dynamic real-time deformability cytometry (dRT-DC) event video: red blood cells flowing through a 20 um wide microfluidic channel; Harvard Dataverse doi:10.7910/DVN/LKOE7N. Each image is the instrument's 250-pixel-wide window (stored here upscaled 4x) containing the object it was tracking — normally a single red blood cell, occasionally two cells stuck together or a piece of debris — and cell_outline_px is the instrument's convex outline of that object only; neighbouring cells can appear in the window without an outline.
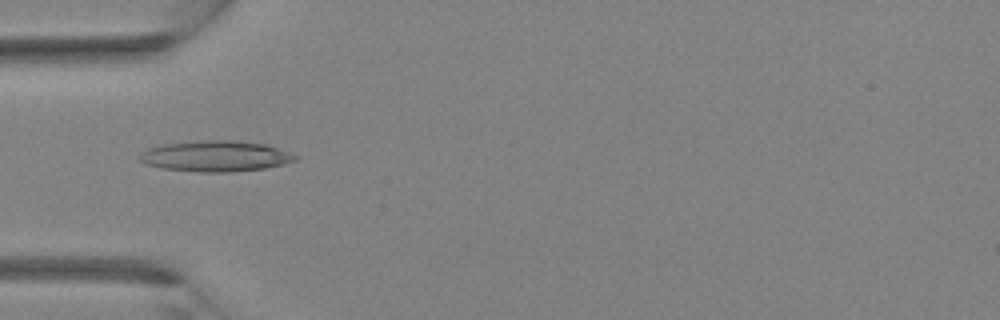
{"species": "Egyptian fruit bat (a non-hibernating species)", "species_latin": "Rousettus aegyptiacus", "temperature_condition": "room temperature", "stored_images_in_passage": 4, "camera_frame_rate_fps": 3000, "um_per_image_px": 0.085, "animal": {"sex": "female"}, "frame": {"image": 1, "passage_image": 4, "time_ms": 3.333, "image_size_px": [1000, 320], "cell_outline_px": [[300, 156], [296, 160], [284, 164], [264, 168], [232, 172], [200, 172], [164, 168], [144, 164], [140, 160], [140, 152], [148, 148], [164, 144], [212, 140], [232, 140], [264, 144]], "centroid_in_image_um": [18.33, 13.28], "position_along_channel_um": 66.7, "area_um2": 27.69}}